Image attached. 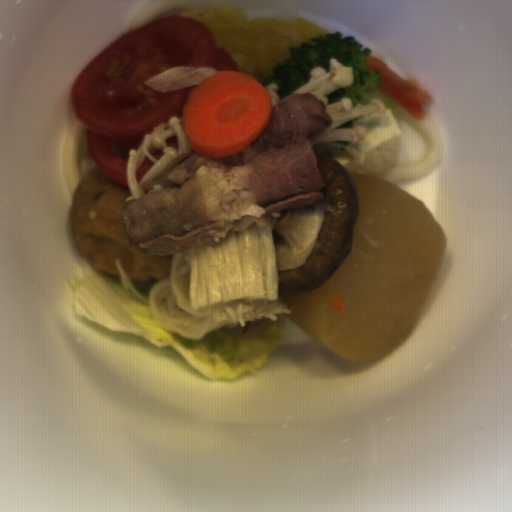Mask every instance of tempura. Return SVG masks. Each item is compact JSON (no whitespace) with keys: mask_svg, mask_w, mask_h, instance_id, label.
Listing matches in <instances>:
<instances>
[{"mask_svg":"<svg viewBox=\"0 0 512 512\" xmlns=\"http://www.w3.org/2000/svg\"><path fill=\"white\" fill-rule=\"evenodd\" d=\"M367 59L368 73H378L382 82L377 86L385 96L397 101V107L415 117L423 120L427 117L426 108L434 104L433 97L427 90L413 79L405 80L378 58L372 55L364 56Z\"/></svg>","mask_w":512,"mask_h":512,"instance_id":"8679c707","label":"tempura"}]
</instances>
